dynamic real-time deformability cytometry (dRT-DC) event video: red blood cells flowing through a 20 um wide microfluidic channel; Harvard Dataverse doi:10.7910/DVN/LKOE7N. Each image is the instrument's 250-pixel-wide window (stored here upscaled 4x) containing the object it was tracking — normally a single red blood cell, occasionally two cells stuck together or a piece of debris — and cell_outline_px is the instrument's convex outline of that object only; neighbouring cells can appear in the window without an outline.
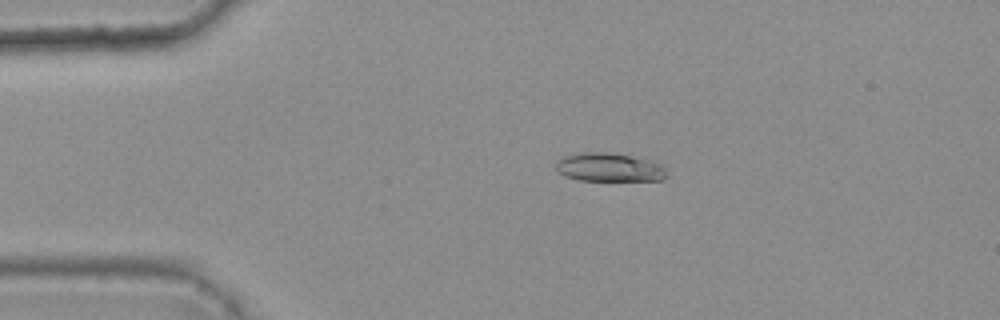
{"species": "common noctule bat (a hibernating species)", "species_latin": "Nyctalus noctula", "temperature_condition": "warm", "stored_images_in_passage": 3, "camera_frame_rate_fps": 3000, "um_per_image_px": 0.085, "animal": {"sex": "female", "body_mass_g": 25.1}, "frame": {"image": 1, "passage_image": 2, "time_ms": 0.333, "image_size_px": [1000, 320], "cell_outline_px": [[664, 176], [660, 180], [580, 180], [564, 176], [556, 168], [556, 160], [564, 156], [584, 152], [612, 152], [660, 164], [664, 168]], "centroid_in_image_um": [51.69, 14.22], "position_along_channel_um": 33.3, "area_um2": 17.98}}